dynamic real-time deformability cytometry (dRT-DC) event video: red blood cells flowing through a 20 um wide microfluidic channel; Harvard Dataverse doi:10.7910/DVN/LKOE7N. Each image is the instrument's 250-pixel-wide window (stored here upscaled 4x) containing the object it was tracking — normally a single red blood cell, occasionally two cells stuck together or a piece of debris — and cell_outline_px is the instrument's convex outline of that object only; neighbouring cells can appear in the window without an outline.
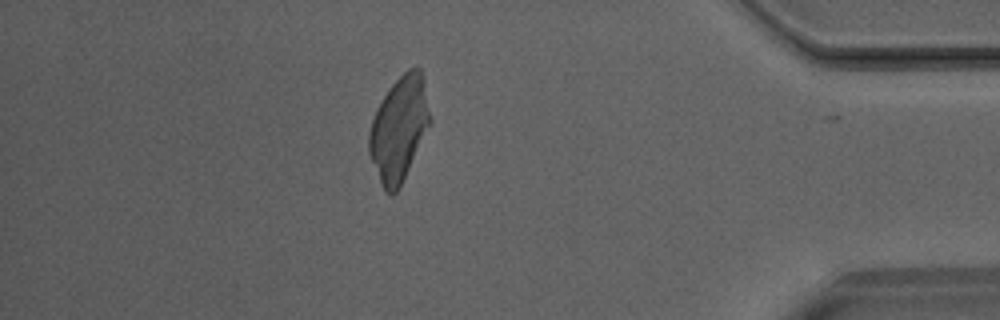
{"species": "Egyptian fruit bat (a non-hibernating species)", "species_latin": "Rousettus aegyptiacus", "temperature_condition": "room temperature", "stored_images_in_passage": 33, "camera_frame_rate_fps": 3000, "um_per_image_px": 0.085, "animal": {"sex": "male"}, "frame": {"image": 1, "passage_image": 32, "time_ms": 10.333, "image_size_px": [1000, 320], "cell_outline_px": [[432, 124], [400, 188], [392, 196], [384, 192], [380, 184], [368, 152], [368, 132], [376, 108], [388, 88], [408, 68], [420, 68], [424, 80], [432, 120]], "centroid_in_image_um": [33.93, 10.99], "position_along_channel_um": 401.3, "area_um2": 37.86}}